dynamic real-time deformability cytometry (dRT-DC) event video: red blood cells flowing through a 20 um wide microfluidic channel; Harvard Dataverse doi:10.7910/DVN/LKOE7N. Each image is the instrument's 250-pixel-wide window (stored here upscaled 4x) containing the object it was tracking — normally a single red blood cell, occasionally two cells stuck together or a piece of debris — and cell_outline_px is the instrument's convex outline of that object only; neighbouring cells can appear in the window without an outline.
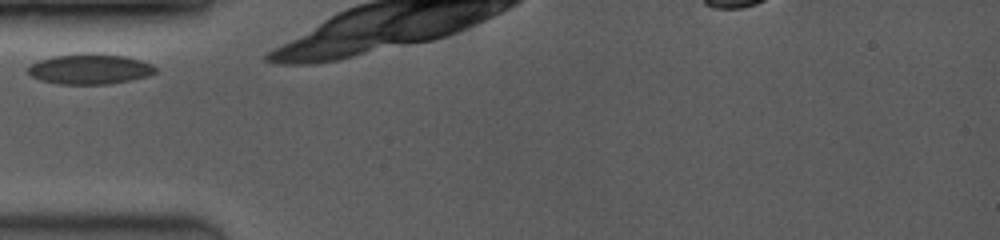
{"species": "common noctule bat (a hibernating species)", "species_latin": "Nyctalus noctula", "temperature_condition": "room temperature", "stored_images_in_passage": 14, "camera_frame_rate_fps": 3500, "um_per_image_px": 0.085, "animal": {"sex": "female", "body_mass_g": 19.0, "forearm_length_mm": 53.3}, "frame": {"image": 1, "passage_image": 1, "time_ms": 0.0, "image_size_px": [1000, 240], "cell_outline_px": [[156, 72], [148, 76], [132, 80], [108, 84], [56, 84], [40, 80], [24, 72], [24, 68], [28, 64], [52, 56], [92, 52], [124, 56], [140, 60], [152, 64], [156, 68]], "centroid_in_image_um": [7.57, 5.86], "position_along_channel_um": 77.4, "area_um2": 22.95}}